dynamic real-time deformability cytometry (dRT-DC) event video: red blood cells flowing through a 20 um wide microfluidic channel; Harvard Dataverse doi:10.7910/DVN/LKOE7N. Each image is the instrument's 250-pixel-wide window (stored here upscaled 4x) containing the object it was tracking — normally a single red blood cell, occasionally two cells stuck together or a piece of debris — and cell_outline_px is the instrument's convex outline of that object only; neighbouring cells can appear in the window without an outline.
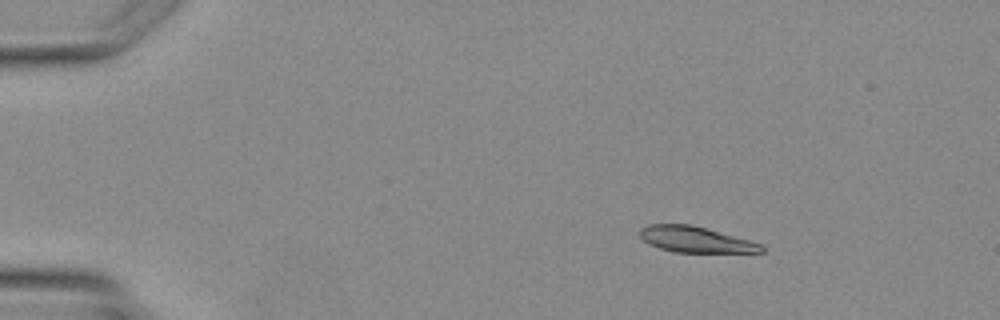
{"species": "Egyptian fruit bat (a non-hibernating species)", "species_latin": "Rousettus aegyptiacus", "temperature_condition": "warm", "stored_images_in_passage": 3, "segment_of_instrument_passage": [2, 2], "camera_frame_rate_fps": 3000, "um_per_image_px": 0.085, "animal": {"sex": "female"}, "frame": {"image": 1, "passage_image": 3, "time_ms": 3.333, "image_size_px": [1000, 320], "cell_outline_px": [[764, 252], [676, 252], [660, 248], [648, 244], [640, 236], [640, 228], [648, 224], [692, 224], [748, 240], [760, 244], [764, 248]], "centroid_in_image_um": [59.07, 20.35], "position_along_channel_um": 25.9, "area_um2": 18.09}}